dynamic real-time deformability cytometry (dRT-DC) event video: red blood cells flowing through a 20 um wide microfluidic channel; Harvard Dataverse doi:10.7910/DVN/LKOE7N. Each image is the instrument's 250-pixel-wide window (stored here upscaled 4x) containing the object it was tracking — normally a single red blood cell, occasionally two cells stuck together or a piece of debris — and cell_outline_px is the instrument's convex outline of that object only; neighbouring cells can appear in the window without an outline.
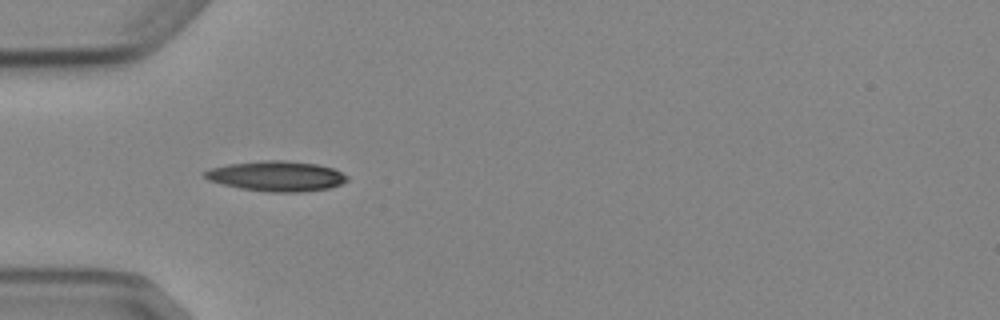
{"species": "Egyptian fruit bat (a non-hibernating species)", "species_latin": "Rousettus aegyptiacus", "temperature_condition": "cold", "stored_images_in_passage": 6, "camera_frame_rate_fps": 3000, "um_per_image_px": 0.085, "animal": {"sex": "female"}, "frame": {"image": 1, "passage_image": 5, "time_ms": 4.667, "image_size_px": [1000, 320], "cell_outline_px": [[348, 180], [340, 184], [328, 188], [300, 192], [272, 192], [240, 188], [208, 180], [204, 176], [204, 172], [212, 168], [228, 164], [264, 160], [284, 160], [316, 164], [332, 168], [348, 176]], "centroid_in_image_um": [23.51, 14.96], "position_along_channel_um": 61.5, "area_um2": 24.74}}
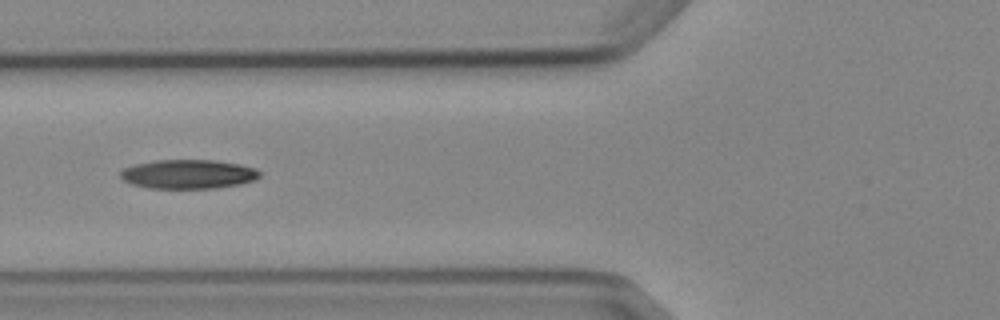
{"frame": {"image": 2, "passage_image": 6, "time_ms": 6.0, "image_size_px": [1000, 320], "cell_outline_px": [[260, 176], [252, 180], [240, 184], [216, 188], [148, 188], [132, 184], [124, 180], [120, 176], [120, 172], [124, 168], [132, 164], [156, 160], [212, 160], [240, 164], [256, 168], [260, 172]], "centroid_in_image_um": [15.98, 14.8], "position_along_channel_um": 109.8, "area_um2": 23.64}}